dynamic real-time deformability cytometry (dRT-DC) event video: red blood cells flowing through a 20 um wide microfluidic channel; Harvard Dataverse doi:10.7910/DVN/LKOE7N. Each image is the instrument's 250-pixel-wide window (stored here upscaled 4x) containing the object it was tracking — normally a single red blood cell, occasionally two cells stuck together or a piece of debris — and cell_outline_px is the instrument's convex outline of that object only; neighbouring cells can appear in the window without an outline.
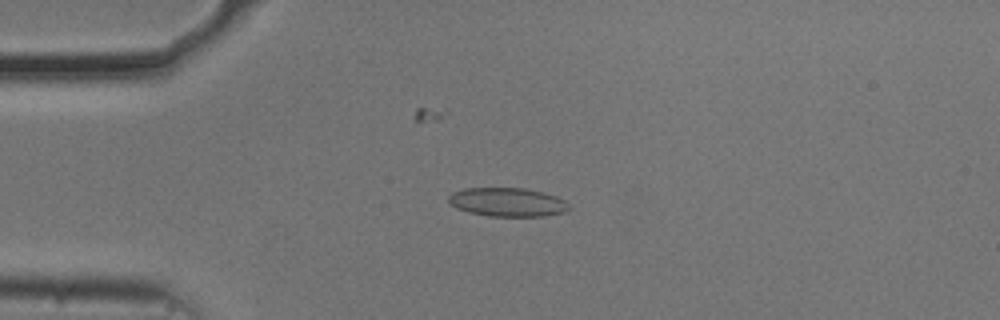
{"species": "common noctule bat (a hibernating species)", "species_latin": "Nyctalus noctula", "temperature_condition": "cold", "stored_images_in_passage": 14, "camera_frame_rate_fps": 3000, "um_per_image_px": 0.085, "animal": {"sex": "male", "body_mass_g": 20.5, "forearm_length_mm": 52.5}, "frame": {"image": 1, "passage_image": 12, "time_ms": 3.667, "image_size_px": [1000, 320], "cell_outline_px": [[572, 208], [564, 212], [544, 216], [488, 216], [468, 212], [456, 208], [448, 200], [448, 196], [452, 192], [464, 188], [524, 188], [556, 196], [564, 200]], "centroid_in_image_um": [43.12, 17.18], "position_along_channel_um": 41.9, "area_um2": 20.17}}